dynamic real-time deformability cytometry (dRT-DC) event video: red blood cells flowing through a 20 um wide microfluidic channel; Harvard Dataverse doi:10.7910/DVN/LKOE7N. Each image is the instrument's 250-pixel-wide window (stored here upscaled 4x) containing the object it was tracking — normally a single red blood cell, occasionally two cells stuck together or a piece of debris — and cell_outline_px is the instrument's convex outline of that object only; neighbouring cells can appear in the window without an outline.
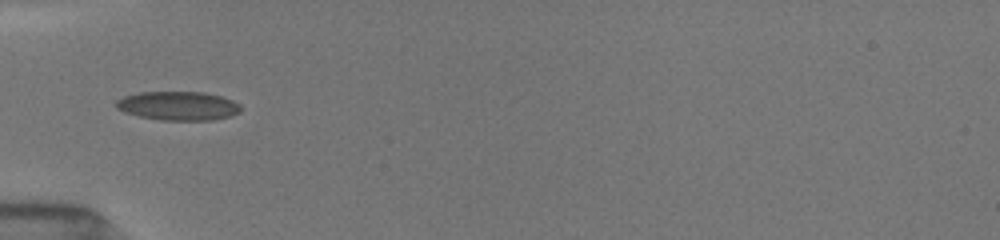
{"species": "common noctule bat (a hibernating species)", "species_latin": "Nyctalus noctula", "temperature_condition": "room temperature", "stored_images_in_passage": 52, "camera_frame_rate_fps": 3000, "um_per_image_px": 0.085, "animal": {"sex": "female", "body_mass_g": 19.5, "forearm_length_mm": 54.1}, "frame": {"image": 1, "passage_image": 1, "time_ms": 0.0, "image_size_px": [1000, 240], "cell_outline_px": [[240, 112], [232, 116], [212, 120], [160, 120], [140, 116], [124, 112], [116, 108], [116, 100], [124, 96], [140, 92], [204, 92], [220, 96], [232, 100], [240, 104]], "centroid_in_image_um": [15.15, 9.0], "position_along_channel_um": 69.8, "area_um2": 20.98}}
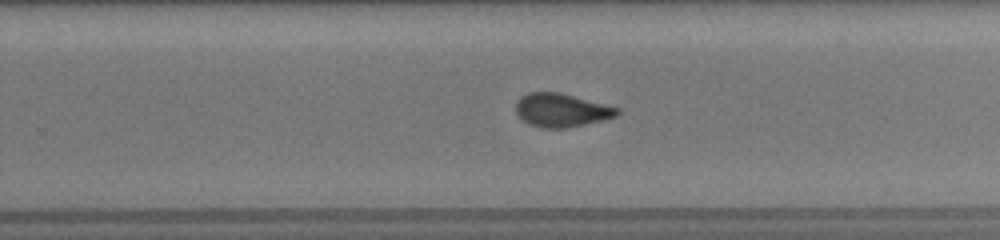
{"frame": {"image": 2, "passage_image": 27, "time_ms": 5.333, "image_size_px": [1000, 240], "cell_outline_px": [[620, 112], [616, 116], [584, 124], [564, 128], [544, 128], [528, 124], [520, 120], [516, 112], [516, 100], [520, 96], [528, 92], [560, 92], [620, 108]], "centroid_in_image_um": [47.67, 9.35], "position_along_channel_um": 282.1, "area_um2": 19.83}}
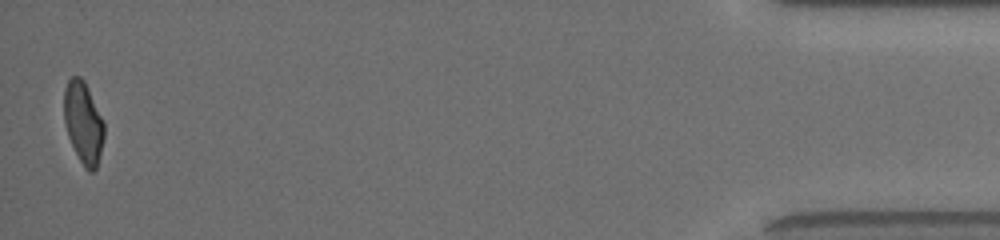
{"frame": {"image": 3, "passage_image": 52, "time_ms": 11.0, "image_size_px": [1000, 240], "cell_outline_px": [[104, 136], [96, 168], [92, 172], [88, 172], [84, 168], [68, 136], [64, 124], [64, 88], [68, 80], [72, 76], [80, 76], [84, 80], [104, 120]], "centroid_in_image_um": [7.08, 10.4], "position_along_channel_um": 428.1, "area_um2": 19.13}, "authors_computed_cell_mechanics": {"area_um2": 20.0277, "velocity_mm_per_s": 3.9968, "shape_relaxation_time_tau1_ms": 9.7328, "shape_relaxation_time_tau2_ms": 1.7525, "deformation_change_tau1": 0.2242, "deformation_change_tau2": 0.0729}}